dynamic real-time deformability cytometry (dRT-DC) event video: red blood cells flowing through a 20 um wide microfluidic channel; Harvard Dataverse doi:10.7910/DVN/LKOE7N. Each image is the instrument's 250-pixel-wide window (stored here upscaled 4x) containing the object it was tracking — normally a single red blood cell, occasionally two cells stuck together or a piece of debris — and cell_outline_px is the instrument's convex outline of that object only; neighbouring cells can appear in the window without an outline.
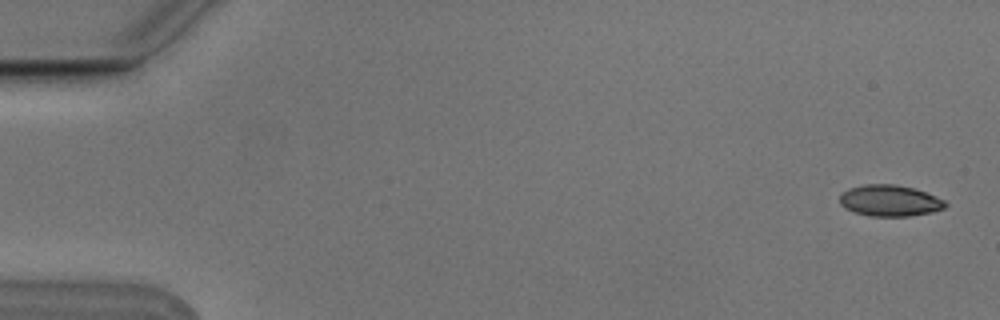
{"species": "Egyptian fruit bat (a non-hibernating species)", "species_latin": "Rousettus aegyptiacus", "temperature_condition": "cold", "stored_images_in_passage": 6, "camera_frame_rate_fps": 3000, "um_per_image_px": 0.085, "animal": {"sex": "male"}, "frame": {"image": 1, "passage_image": 1, "time_ms": 0.0, "image_size_px": [1000, 320], "cell_outline_px": [[948, 204], [944, 208], [932, 212], [908, 216], [868, 216], [844, 208], [840, 204], [840, 196], [848, 188], [864, 184], [896, 184], [912, 188], [936, 196], [944, 200]], "centroid_in_image_um": [75.62, 17.05], "position_along_channel_um": 9.4, "area_um2": 19.19}}
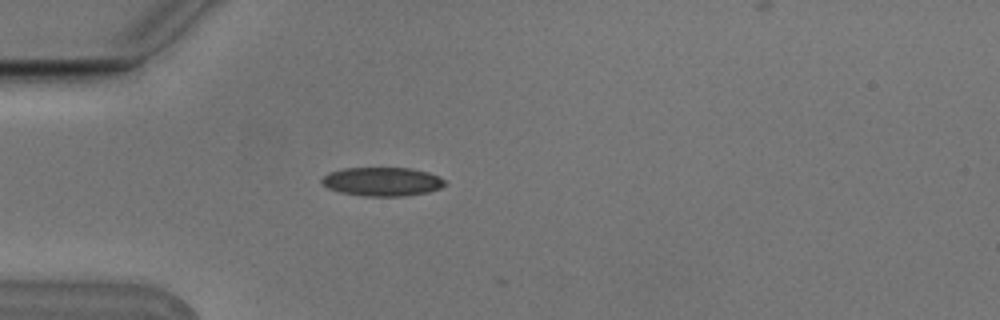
{"frame": {"image": 2, "passage_image": 5, "time_ms": 1.333, "image_size_px": [1000, 320], "cell_outline_px": [[448, 184], [440, 188], [428, 192], [404, 196], [364, 196], [340, 192], [328, 188], [320, 180], [324, 176], [332, 172], [344, 168], [412, 168], [428, 172], [440, 176]], "centroid_in_image_um": [32.54, 15.44], "position_along_channel_um": 52.5, "area_um2": 20.63}}